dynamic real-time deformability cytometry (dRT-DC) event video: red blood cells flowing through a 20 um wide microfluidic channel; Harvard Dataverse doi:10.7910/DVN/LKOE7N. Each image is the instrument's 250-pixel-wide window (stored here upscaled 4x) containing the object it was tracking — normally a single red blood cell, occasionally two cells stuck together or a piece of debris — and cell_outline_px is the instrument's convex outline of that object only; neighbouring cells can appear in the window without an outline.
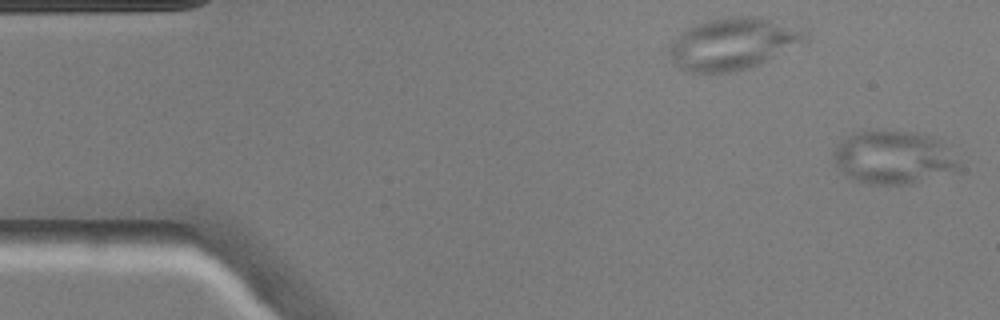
{"species": "common noctule bat (a hibernating species)", "species_latin": "Nyctalus noctula", "temperature_condition": "warm", "stored_images_in_passage": 2, "segment_of_instrument_passage": [2, 2], "camera_frame_rate_fps": 3000, "um_per_image_px": 0.085, "animal": {"sex": "male", "body_mass_g": 20.5, "forearm_length_mm": 52.5}, "frame": {"image": 1, "passage_image": 2, "time_ms": 0.333, "image_size_px": [1000, 320], "cell_outline_px": [[960, 168], [912, 184], [868, 184], [856, 180], [848, 176], [836, 164], [832, 156], [832, 152], [852, 132], [912, 132], [932, 136], [940, 140], [960, 164]], "centroid_in_image_um": [75.93, 13.39], "position_along_channel_um": 9.1, "area_um2": 37.92}}